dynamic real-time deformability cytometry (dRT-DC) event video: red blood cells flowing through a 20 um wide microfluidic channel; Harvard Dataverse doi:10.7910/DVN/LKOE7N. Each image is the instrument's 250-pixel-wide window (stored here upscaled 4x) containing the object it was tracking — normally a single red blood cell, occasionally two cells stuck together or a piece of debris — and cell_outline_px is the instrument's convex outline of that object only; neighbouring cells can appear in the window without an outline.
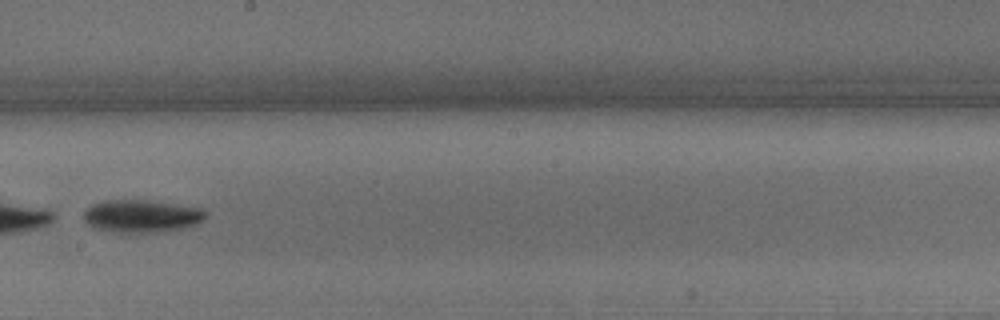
{"species": "common noctule bat (a hibernating species)", "species_latin": "Nyctalus noctula", "temperature_condition": "warm", "stored_images_in_passage": 30, "camera_frame_rate_fps": 3000, "um_per_image_px": 0.085, "animal": {"sex": "male", "body_mass_g": 15.6}, "frame": {"image": 1, "passage_image": 13, "time_ms": 4.0, "image_size_px": [1000, 320], "cell_outline_px": [[208, 216], [200, 224], [184, 228], [156, 232], [108, 232], [96, 228], [88, 224], [84, 220], [84, 212], [92, 204], [108, 200], [148, 200], [204, 208], [208, 212]], "centroid_in_image_um": [12.11, 18.37], "position_along_channel_um": 236.1, "area_um2": 23.47}, "authors_computed_cell_mechanics": {"area_um2": 23.1778, "velocity_mm_per_s": 4.3726, "shape_relaxation_time_tau1_ms": 1.1105, "shape_relaxation_time_tau2_ms": null, "deformation_change_tau1": 0.2978, "deformation_change_tau2": null}}